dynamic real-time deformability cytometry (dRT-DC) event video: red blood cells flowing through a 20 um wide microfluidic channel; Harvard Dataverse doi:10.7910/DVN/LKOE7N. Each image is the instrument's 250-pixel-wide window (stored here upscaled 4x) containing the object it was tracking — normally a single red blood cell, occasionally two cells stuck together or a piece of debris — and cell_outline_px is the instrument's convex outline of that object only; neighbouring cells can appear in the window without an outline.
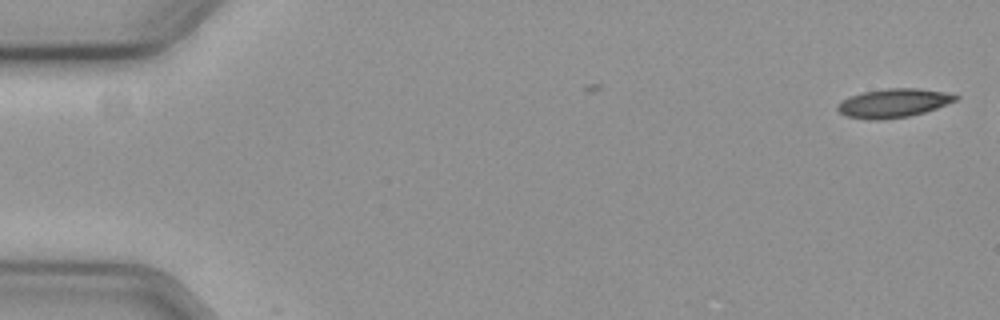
{"species": "common noctule bat (a hibernating species)", "species_latin": "Nyctalus noctula", "temperature_condition": "cold", "stored_images_in_passage": 4, "camera_frame_rate_fps": 3000, "um_per_image_px": 0.085, "animal": {"sex": "female", "body_mass_g": 19.3, "forearm_length_mm": 54.1}, "frame": {"image": 1, "passage_image": 1, "time_ms": 0.0, "image_size_px": [1000, 320], "cell_outline_px": [[960, 96], [956, 100], [936, 108], [924, 112], [908, 116], [876, 120], [848, 116], [840, 112], [836, 108], [836, 104], [840, 100], [848, 96], [864, 92], [888, 88], [916, 88], [944, 92]], "centroid_in_image_um": [75.9, 8.75], "position_along_channel_um": 9.1, "area_um2": 19.54}}